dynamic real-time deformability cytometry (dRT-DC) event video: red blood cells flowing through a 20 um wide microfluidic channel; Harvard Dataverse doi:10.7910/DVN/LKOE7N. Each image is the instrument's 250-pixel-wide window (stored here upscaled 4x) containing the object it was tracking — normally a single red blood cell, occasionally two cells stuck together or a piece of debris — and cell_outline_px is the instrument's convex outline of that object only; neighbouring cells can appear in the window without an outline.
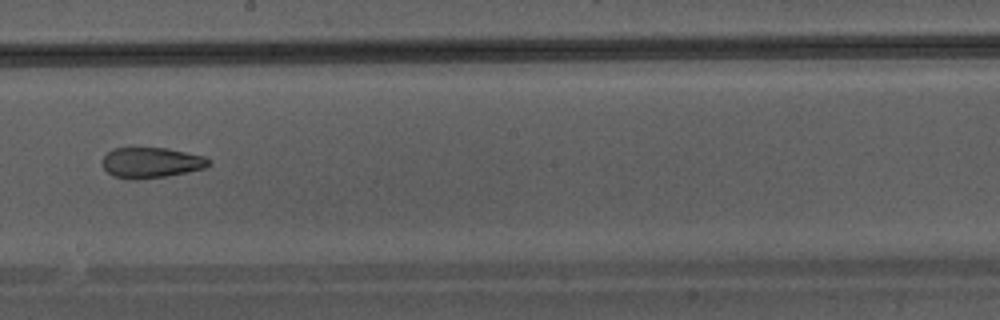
{"species": "Egyptian fruit bat (a non-hibernating species)", "species_latin": "Rousettus aegyptiacus", "temperature_condition": "warm", "stored_images_in_passage": 46, "camera_frame_rate_fps": 3000, "um_per_image_px": 0.085, "animal": {"sex": "male"}, "frame": {"image": 1, "passage_image": 27, "time_ms": 8.667, "image_size_px": [1000, 320], "cell_outline_px": [[212, 164], [204, 168], [188, 172], [168, 176], [136, 180], [112, 176], [104, 168], [100, 160], [112, 148], [164, 148], [204, 156], [212, 160]], "centroid_in_image_um": [12.85, 13.83], "position_along_channel_um": 235.4, "area_um2": 19.07}}